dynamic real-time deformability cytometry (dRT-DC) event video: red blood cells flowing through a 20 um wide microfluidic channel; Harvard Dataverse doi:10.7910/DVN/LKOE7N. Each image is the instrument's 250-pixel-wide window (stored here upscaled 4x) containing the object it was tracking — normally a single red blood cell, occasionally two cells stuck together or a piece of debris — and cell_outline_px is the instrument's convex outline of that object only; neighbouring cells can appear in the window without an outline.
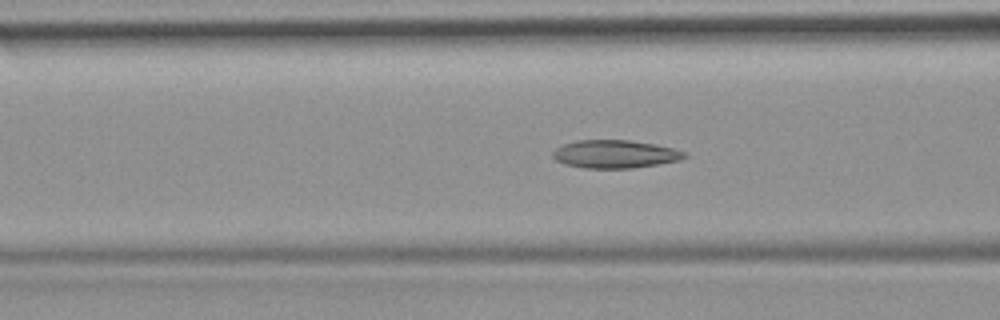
{"species": "common noctule bat (a hibernating species)", "species_latin": "Nyctalus noctula", "temperature_condition": "room temperature", "stored_images_in_passage": 51, "camera_frame_rate_fps": 3000, "um_per_image_px": 0.085, "animal": {"sex": "female", "body_mass_g": 19.9}, "frame": {"image": 1, "passage_image": 20, "time_ms": 6.333, "image_size_px": [1000, 320], "cell_outline_px": [[688, 156], [680, 160], [632, 168], [584, 168], [564, 164], [556, 160], [552, 156], [552, 152], [556, 148], [564, 144], [576, 140], [628, 140], [656, 144], [688, 152]], "centroid_in_image_um": [52.28, 13.09], "position_along_channel_um": 114.3, "area_um2": 21.56}}
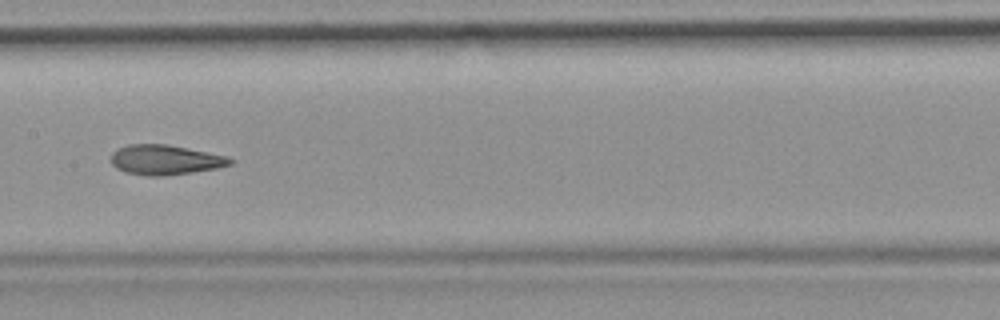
{"frame": {"image": 2, "passage_image": 26, "time_ms": 8.333, "image_size_px": [1000, 320], "cell_outline_px": [[236, 160], [232, 164], [216, 168], [192, 172], [164, 176], [148, 176], [124, 172], [116, 168], [112, 164], [112, 152], [116, 148], [128, 144], [168, 144], [224, 156]], "centroid_in_image_um": [14.0, 13.59], "position_along_channel_um": 193.4, "area_um2": 20.69}}
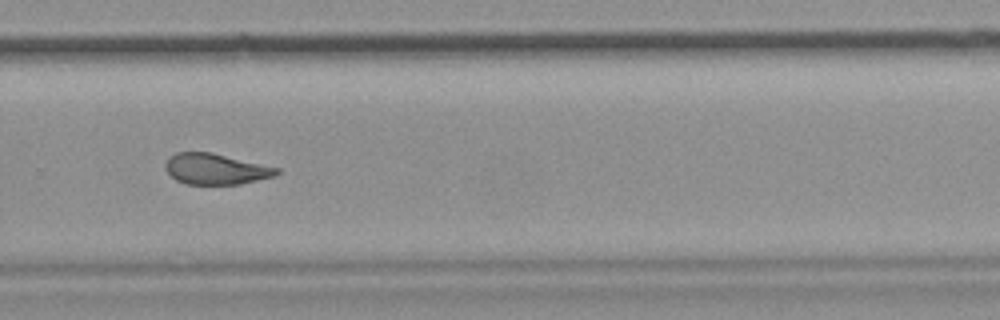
{"frame": {"image": 3, "passage_image": 35, "time_ms": 11.333, "image_size_px": [1000, 320], "cell_outline_px": [[280, 172], [276, 176], [240, 184], [184, 184], [176, 180], [164, 168], [164, 164], [168, 156], [176, 152], [212, 152], [280, 168]], "centroid_in_image_um": [18.33, 14.36], "position_along_channel_um": 311.5, "area_um2": 20.23}, "authors_computed_cell_mechanics": {"area_um2": 21.6172, "velocity_mm_per_s": 3.9561, "shape_relaxation_time_tau1_ms": 9.6505, "shape_relaxation_time_tau2_ms": 2.327, "deformation_change_tau1": 0.2062, "deformation_change_tau2": 0.0731}}